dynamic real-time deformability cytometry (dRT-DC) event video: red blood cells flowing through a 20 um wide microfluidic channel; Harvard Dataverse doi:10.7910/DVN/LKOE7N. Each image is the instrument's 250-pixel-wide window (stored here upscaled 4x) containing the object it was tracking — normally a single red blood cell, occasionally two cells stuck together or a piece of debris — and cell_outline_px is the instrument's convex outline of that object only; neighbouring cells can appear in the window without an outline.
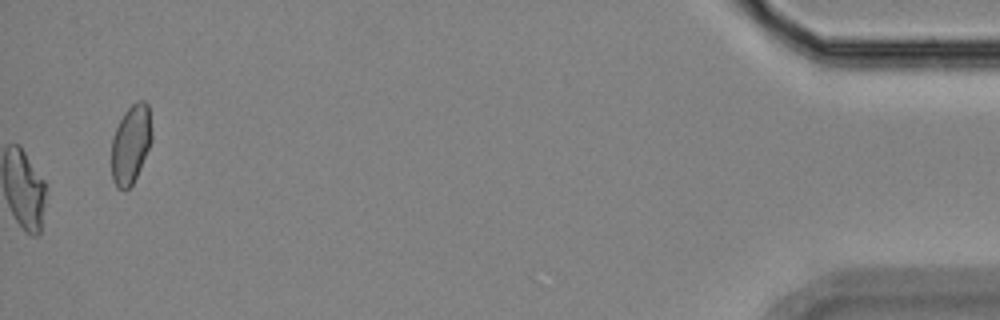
{"species": "Egyptian fruit bat (a non-hibernating species)", "species_latin": "Rousettus aegyptiacus", "temperature_condition": "room temperature", "stored_images_in_passage": 50, "camera_frame_rate_fps": 3000, "um_per_image_px": 0.085, "animal": {"sex": "female"}, "frame": {"image": 1, "passage_image": 50, "time_ms": 16.333, "image_size_px": [1000, 320], "cell_outline_px": [[152, 140], [140, 168], [132, 184], [128, 188], [116, 188], [112, 180], [112, 136], [124, 112], [136, 100], [144, 100], [148, 104], [152, 132]], "centroid_in_image_um": [11.12, 12.22], "position_along_channel_um": 424.1, "area_um2": 18.44}, "authors_computed_cell_mechanics": {"area_um2": 20.2589, "velocity_mm_per_s": 3.7362, "shape_relaxation_time_tau1_ms": 8.4195, "shape_relaxation_time_tau2_ms": 3.5253, "deformation_change_tau1": 0.1869, "deformation_change_tau2": 0.094}}